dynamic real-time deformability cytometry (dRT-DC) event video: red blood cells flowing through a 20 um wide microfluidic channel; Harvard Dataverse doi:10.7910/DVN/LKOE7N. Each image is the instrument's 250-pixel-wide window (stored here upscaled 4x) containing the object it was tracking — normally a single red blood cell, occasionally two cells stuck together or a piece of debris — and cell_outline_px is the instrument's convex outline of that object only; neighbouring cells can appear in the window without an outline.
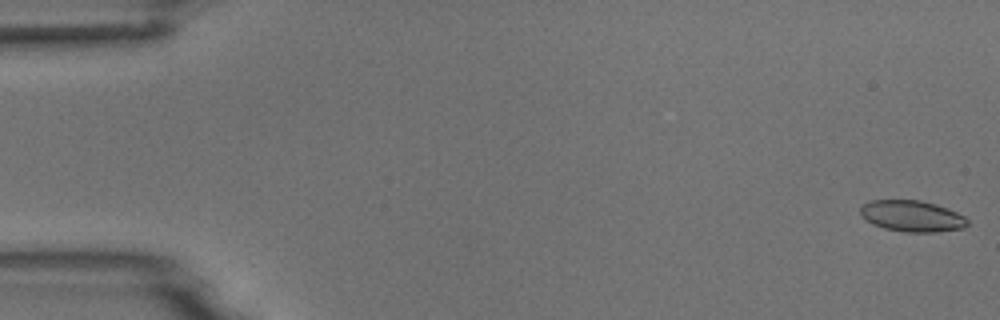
{"species": "common noctule bat (a hibernating species)", "species_latin": "Nyctalus noctula", "temperature_condition": "room temperature", "stored_images_in_passage": 5, "camera_frame_rate_fps": 3000, "um_per_image_px": 0.085, "animal": {"sex": "male", "body_mass_g": 18.8}, "frame": {"image": 1, "passage_image": 1, "time_ms": 0.0, "image_size_px": [1000, 320], "cell_outline_px": [[968, 224], [964, 228], [936, 232], [904, 232], [884, 228], [872, 224], [864, 220], [860, 212], [860, 208], [864, 204], [872, 200], [920, 200], [936, 204], [948, 208], [964, 216], [968, 220]], "centroid_in_image_um": [77.52, 18.37], "position_along_channel_um": 7.5, "area_um2": 19.59}}
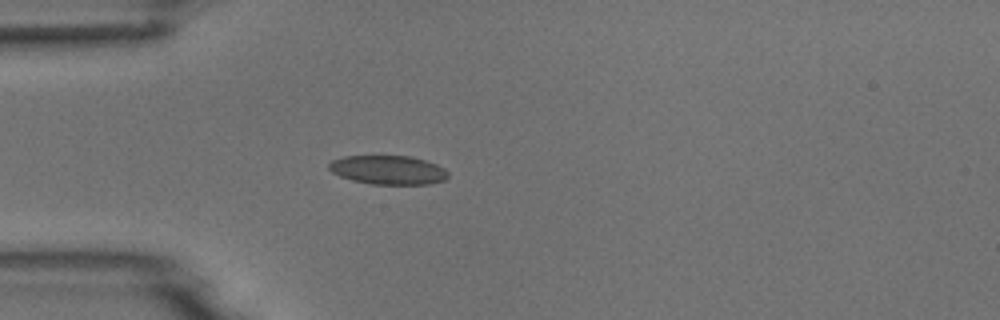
{"frame": {"image": 2, "passage_image": 5, "time_ms": 4.667, "image_size_px": [1000, 320], "cell_outline_px": [[448, 176], [444, 180], [428, 184], [372, 184], [352, 180], [340, 176], [332, 172], [328, 168], [328, 164], [332, 160], [344, 156], [408, 156], [424, 160], [436, 164], [444, 168], [448, 172]], "centroid_in_image_um": [32.97, 14.44], "position_along_channel_um": 52.0, "area_um2": 20.0}}